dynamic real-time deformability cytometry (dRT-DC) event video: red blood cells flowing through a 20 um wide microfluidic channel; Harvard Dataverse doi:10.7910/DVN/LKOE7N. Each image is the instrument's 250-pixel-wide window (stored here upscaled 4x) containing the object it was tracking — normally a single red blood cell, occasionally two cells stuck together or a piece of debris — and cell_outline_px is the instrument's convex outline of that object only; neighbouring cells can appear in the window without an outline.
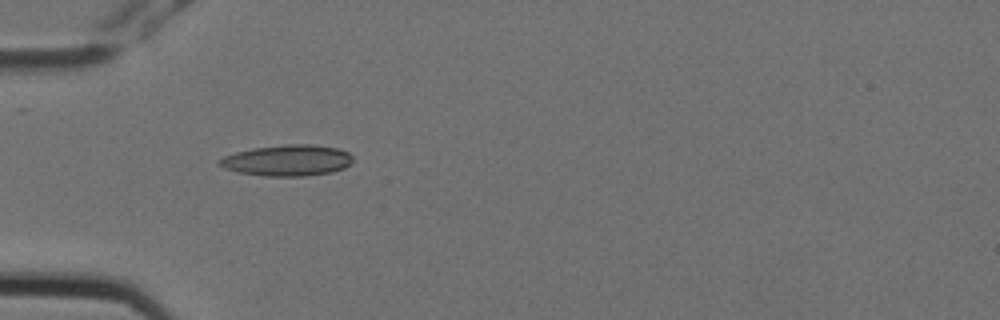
{"species": "Egyptian fruit bat (a non-hibernating species)", "species_latin": "Rousettus aegyptiacus", "temperature_condition": "cold", "stored_images_in_passage": 6, "camera_frame_rate_fps": 3000, "um_per_image_px": 0.085, "animal": {"sex": "female"}, "frame": {"image": 1, "passage_image": 4, "time_ms": 1.0, "image_size_px": [1000, 320], "cell_outline_px": [[352, 164], [344, 168], [332, 172], [304, 176], [264, 176], [240, 172], [224, 168], [216, 164], [224, 156], [236, 152], [252, 148], [288, 144], [308, 144], [340, 148], [348, 152], [352, 156]], "centroid_in_image_um": [24.45, 13.63], "position_along_channel_um": 60.5, "area_um2": 24.22}}
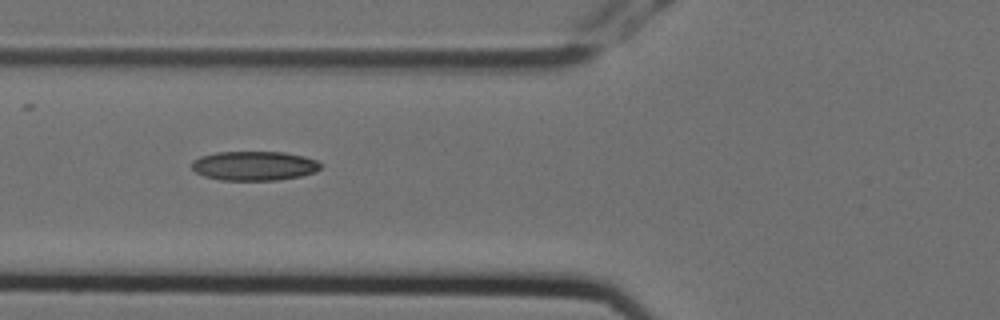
{"frame": {"image": 2, "passage_image": 5, "time_ms": 1.333, "image_size_px": [1000, 320], "cell_outline_px": [[320, 168], [316, 172], [300, 176], [276, 180], [220, 180], [204, 176], [196, 172], [192, 168], [192, 160], [200, 156], [216, 152], [284, 152], [304, 156], [316, 160], [320, 164]], "centroid_in_image_um": [21.59, 14.09], "position_along_channel_um": 104.2, "area_um2": 22.02}}
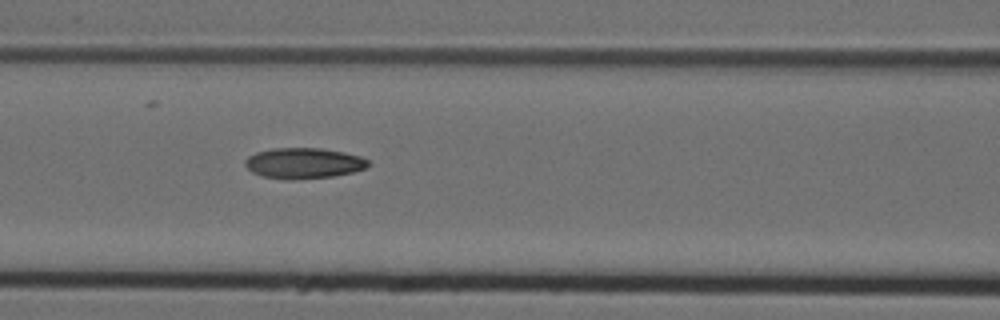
{"frame": {"image": 3, "passage_image": 6, "time_ms": 1.667, "image_size_px": [1000, 320], "cell_outline_px": [[372, 164], [368, 168], [352, 172], [332, 176], [264, 176], [252, 172], [244, 164], [244, 160], [248, 156], [256, 152], [272, 148], [320, 148], [344, 152], [360, 156], [368, 160]], "centroid_in_image_um": [25.86, 13.81], "position_along_channel_um": 140.7, "area_um2": 21.1}}